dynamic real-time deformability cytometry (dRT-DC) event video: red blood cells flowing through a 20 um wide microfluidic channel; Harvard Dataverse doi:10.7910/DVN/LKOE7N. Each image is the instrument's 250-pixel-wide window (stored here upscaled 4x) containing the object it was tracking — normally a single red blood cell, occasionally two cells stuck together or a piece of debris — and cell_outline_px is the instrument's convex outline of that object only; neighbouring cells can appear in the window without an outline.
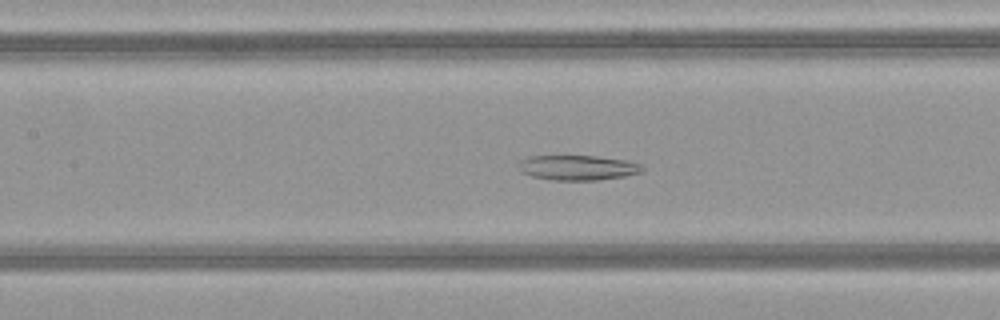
{"species": "common noctule bat (a hibernating species)", "species_latin": "Nyctalus noctula", "temperature_condition": "warm", "stored_images_in_passage": 33, "camera_frame_rate_fps": 3000, "um_per_image_px": 0.085, "animal": {"sex": "female", "body_mass_g": 21.9}, "frame": {"image": 1, "passage_image": 17, "time_ms": 5.333, "image_size_px": [1000, 320], "cell_outline_px": [[644, 172], [624, 176], [596, 180], [552, 180], [532, 176], [520, 172], [520, 160], [528, 156], [596, 156], [624, 160], [640, 164], [644, 168]], "centroid_in_image_um": [49.11, 14.25], "position_along_channel_um": 158.3, "area_um2": 17.92}}
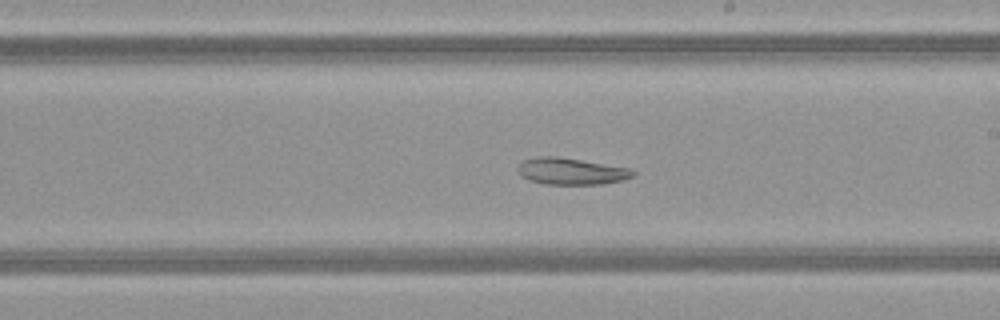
{"frame": {"image": 2, "passage_image": 23, "time_ms": 7.333, "image_size_px": [1000, 320], "cell_outline_px": [[636, 172], [632, 176], [620, 180], [600, 184], [544, 184], [528, 180], [520, 176], [520, 164], [524, 160], [536, 156], [556, 156], [632, 168]], "centroid_in_image_um": [48.55, 14.55], "position_along_channel_um": 240.5, "area_um2": 17.74}}
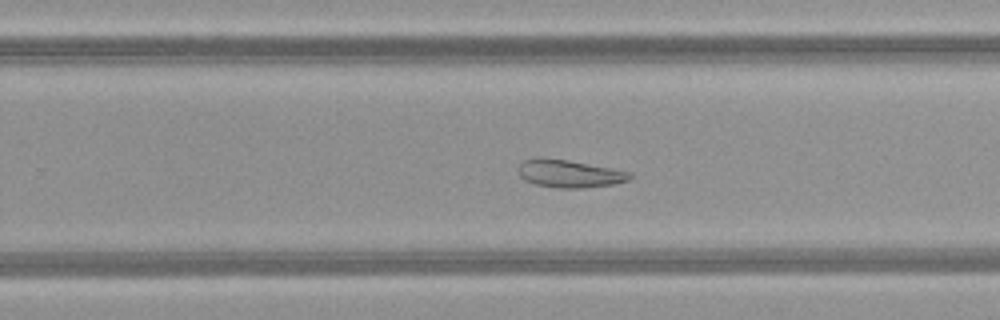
{"frame": {"image": 3, "passage_image": 26, "time_ms": 8.333, "image_size_px": [1000, 320], "cell_outline_px": [[632, 176], [628, 180], [612, 184], [584, 188], [556, 188], [536, 184], [524, 180], [520, 176], [520, 164], [524, 160], [536, 156], [568, 160], [612, 168], [632, 172]], "centroid_in_image_um": [48.39, 14.75], "position_along_channel_um": 281.4, "area_um2": 18.03}}